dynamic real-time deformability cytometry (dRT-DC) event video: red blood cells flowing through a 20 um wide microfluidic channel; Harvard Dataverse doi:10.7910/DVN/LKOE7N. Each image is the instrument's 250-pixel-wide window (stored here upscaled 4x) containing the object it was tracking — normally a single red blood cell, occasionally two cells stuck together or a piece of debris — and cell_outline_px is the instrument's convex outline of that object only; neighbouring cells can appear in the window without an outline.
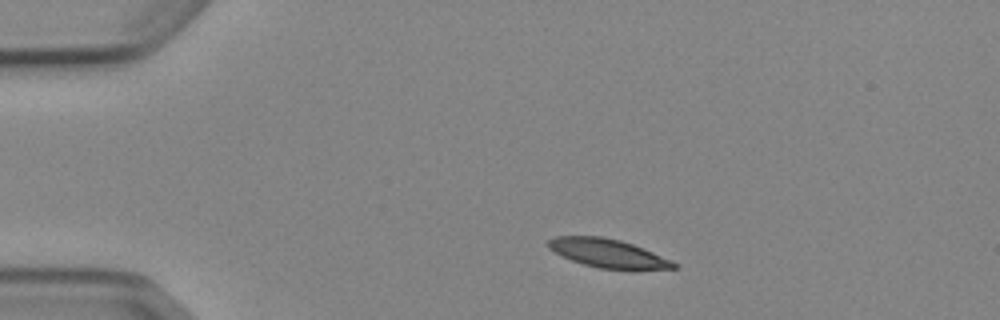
{"species": "Egyptian fruit bat (a non-hibernating species)", "species_latin": "Rousettus aegyptiacus", "temperature_condition": "cold", "stored_images_in_passage": 6, "camera_frame_rate_fps": 3000, "um_per_image_px": 0.085, "animal": {"sex": "female"}, "frame": {"image": 1, "passage_image": 1, "time_ms": 0.0, "image_size_px": [1000, 320], "cell_outline_px": [[680, 268], [600, 268], [584, 264], [572, 260], [548, 248], [548, 240], [556, 236], [600, 236], [620, 240], [644, 248], [672, 260]], "centroid_in_image_um": [51.66, 21.5], "position_along_channel_um": 33.3, "area_um2": 20.29}}
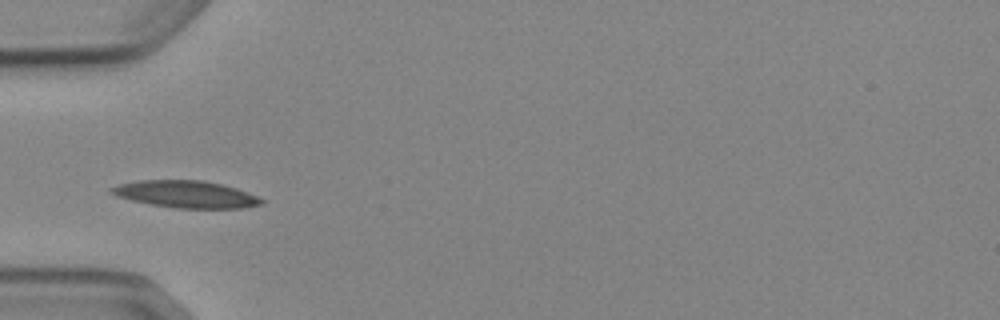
{"frame": {"image": 2, "passage_image": 3, "time_ms": 2.333, "image_size_px": [1000, 320], "cell_outline_px": [[264, 204], [240, 208], [176, 208], [152, 204], [132, 200], [116, 196], [108, 192], [108, 188], [120, 184], [136, 180], [204, 180], [236, 188], [256, 196], [264, 200]], "centroid_in_image_um": [15.77, 16.5], "position_along_channel_um": 69.2, "area_um2": 23.58}}
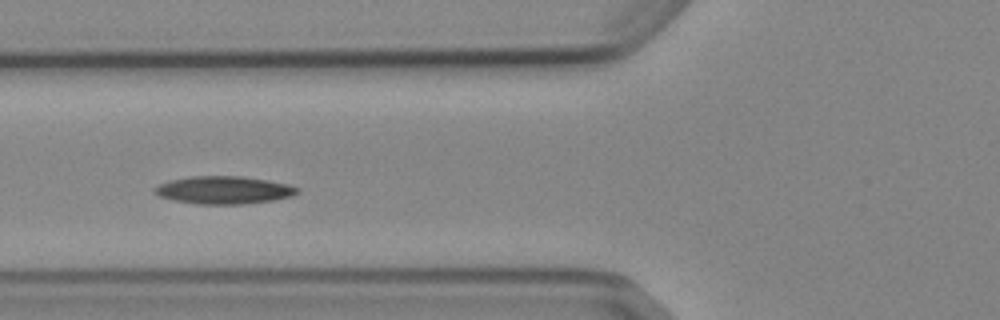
{"frame": {"image": 3, "passage_image": 4, "time_ms": 3.333, "image_size_px": [1000, 320], "cell_outline_px": [[300, 192], [292, 196], [276, 200], [244, 204], [196, 204], [172, 200], [160, 196], [152, 192], [152, 188], [168, 180], [192, 176], [240, 176], [288, 184], [300, 188]], "centroid_in_image_um": [19.01, 16.16], "position_along_channel_um": 106.8, "area_um2": 23.24}}